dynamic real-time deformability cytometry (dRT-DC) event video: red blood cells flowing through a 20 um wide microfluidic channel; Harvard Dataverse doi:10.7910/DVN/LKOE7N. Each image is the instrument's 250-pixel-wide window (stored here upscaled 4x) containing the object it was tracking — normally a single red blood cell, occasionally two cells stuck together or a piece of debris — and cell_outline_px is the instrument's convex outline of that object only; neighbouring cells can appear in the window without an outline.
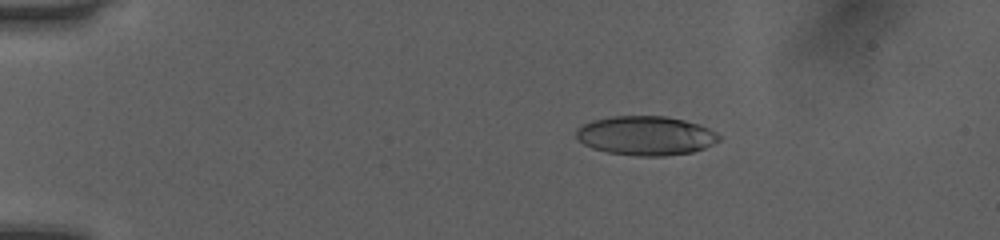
{"species": "human", "species_latin": "Homo sapiens", "temperature_condition": "room temperature", "stored_images_in_passage": 51, "camera_frame_rate_fps": 3000, "um_per_image_px": 0.085, "donor": {"sex": "female"}, "frame": {"image": 1, "passage_image": 10, "time_ms": 3.0, "image_size_px": [1000, 240], "cell_outline_px": [[720, 140], [704, 148], [692, 152], [664, 156], [636, 156], [608, 152], [592, 148], [576, 140], [576, 132], [584, 124], [592, 120], [612, 116], [668, 116], [700, 124], [716, 132], [720, 136]], "centroid_in_image_um": [54.9, 11.53], "position_along_channel_um": 30.1, "area_um2": 32.66}}
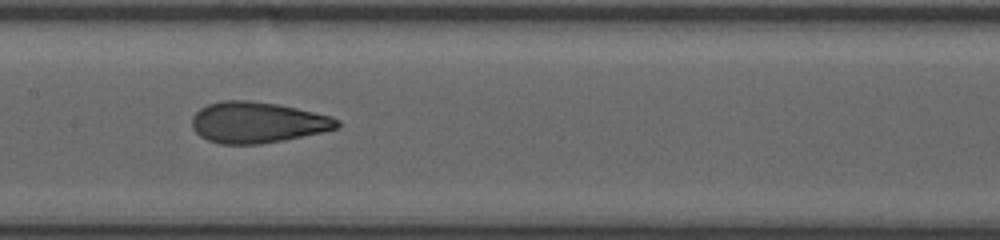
{"frame": {"image": 2, "passage_image": 27, "time_ms": 8.667, "image_size_px": [1000, 240], "cell_outline_px": [[340, 128], [284, 140], [260, 144], [220, 144], [208, 140], [200, 136], [192, 128], [192, 116], [200, 108], [208, 104], [224, 100], [248, 100], [276, 104], [296, 108], [332, 116], [340, 120]], "centroid_in_image_um": [21.88, 10.41], "position_along_channel_um": 185.5, "area_um2": 34.74}}
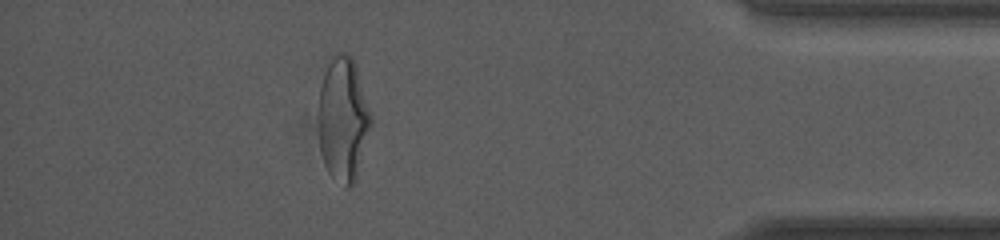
{"frame": {"image": 3, "passage_image": 46, "time_ms": 15.0, "image_size_px": [1000, 240], "cell_outline_px": [[372, 124], [356, 180], [352, 188], [344, 188], [328, 172], [324, 164], [320, 152], [320, 88], [324, 64], [328, 56], [336, 52], [344, 52], [352, 56], [356, 64], [372, 120]], "centroid_in_image_um": [29.16, 10.09], "position_along_channel_um": 406.0, "area_um2": 38.44}, "authors_computed_cell_mechanics": {"area_um2": 34.4488, "velocity_mm_per_s": 4.0823, "shape_relaxation_time_tau1_ms": 5.6219, "shape_relaxation_time_tau2_ms": 0.9837, "deformation_change_tau1": 0.1961, "deformation_change_tau2": 0.0886}}